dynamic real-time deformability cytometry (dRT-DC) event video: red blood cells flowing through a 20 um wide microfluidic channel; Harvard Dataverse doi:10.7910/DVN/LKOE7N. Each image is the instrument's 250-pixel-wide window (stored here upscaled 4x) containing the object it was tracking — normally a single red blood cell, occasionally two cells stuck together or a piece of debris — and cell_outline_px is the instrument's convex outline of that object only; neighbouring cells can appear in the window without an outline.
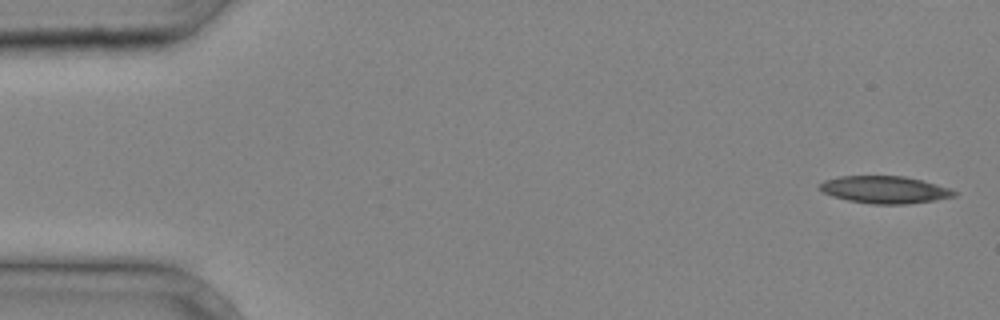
{"species": "common noctule bat (a hibernating species)", "species_latin": "Nyctalus noctula", "temperature_condition": "cold", "stored_images_in_passage": 5, "camera_frame_rate_fps": 3000, "um_per_image_px": 0.085, "animal": {"sex": "male", "body_mass_g": 20.4}, "frame": {"image": 1, "passage_image": 1, "time_ms": 0.0, "image_size_px": [1000, 320], "cell_outline_px": [[956, 196], [936, 200], [908, 204], [872, 204], [848, 200], [832, 196], [824, 192], [820, 188], [820, 184], [824, 180], [840, 176], [904, 176], [952, 188], [956, 192]], "centroid_in_image_um": [75.23, 16.13], "position_along_channel_um": 9.8, "area_um2": 21.33}}
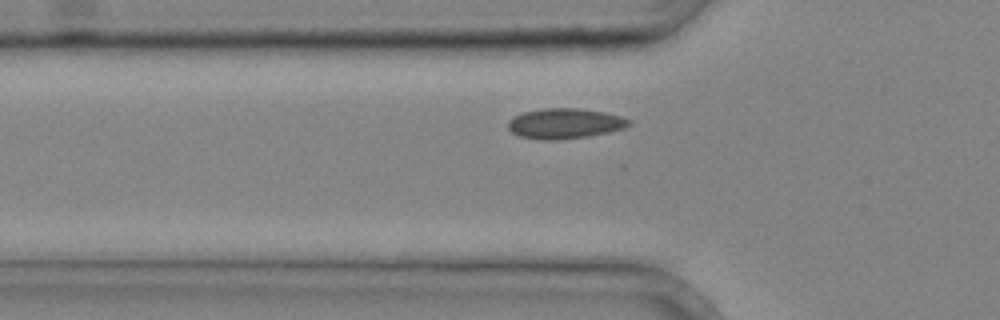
{"frame": {"image": 2, "passage_image": 5, "time_ms": 1.333, "image_size_px": [1000, 320], "cell_outline_px": [[632, 124], [624, 128], [608, 132], [588, 136], [556, 140], [540, 140], [520, 136], [512, 132], [508, 128], [508, 120], [512, 116], [524, 112], [540, 108], [576, 108], [604, 112], [620, 116], [632, 120]], "centroid_in_image_um": [47.99, 10.49], "position_along_channel_um": 77.8, "area_um2": 21.44}}